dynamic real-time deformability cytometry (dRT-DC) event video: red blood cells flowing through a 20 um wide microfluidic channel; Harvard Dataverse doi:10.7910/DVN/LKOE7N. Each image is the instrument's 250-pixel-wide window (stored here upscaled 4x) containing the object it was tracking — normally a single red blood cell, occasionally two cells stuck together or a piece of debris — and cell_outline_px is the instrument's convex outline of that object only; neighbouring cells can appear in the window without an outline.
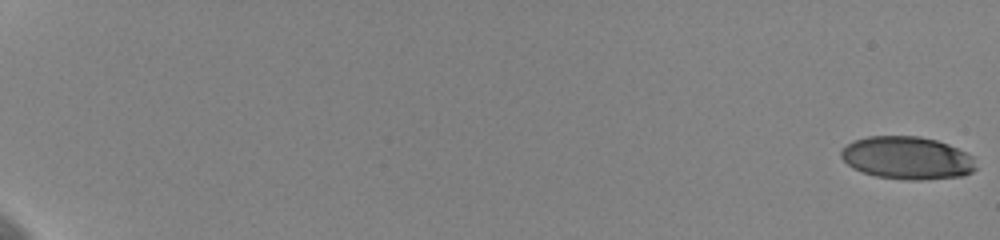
{"species": "human", "species_latin": "Homo sapiens", "temperature_condition": "cold", "stored_images_in_passage": 60, "camera_frame_rate_fps": 3000, "um_per_image_px": 0.085, "donor": {"sex": "female"}, "frame": {"image": 1, "passage_image": 1, "time_ms": 0.0, "image_size_px": [1000, 240], "cell_outline_px": [[976, 168], [972, 172], [964, 176], [920, 180], [908, 180], [876, 176], [852, 168], [840, 156], [840, 152], [852, 140], [868, 136], [920, 136], [936, 140], [948, 144], [972, 156]], "centroid_in_image_um": [77.1, 13.42], "position_along_channel_um": 7.9, "area_um2": 33.52}}
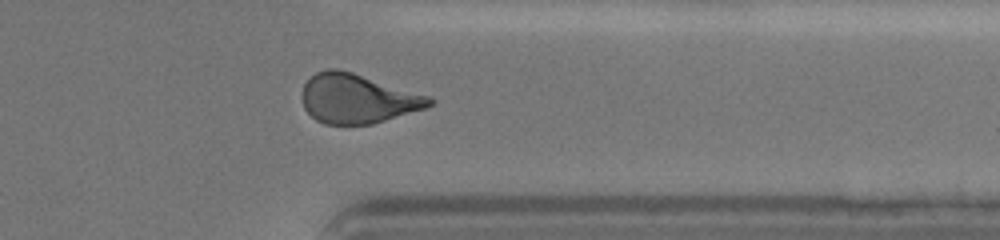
{"frame": {"image": 2, "passage_image": 51, "time_ms": 16.667, "image_size_px": [1000, 240], "cell_outline_px": [[436, 100], [432, 104], [424, 108], [372, 124], [324, 124], [316, 120], [304, 108], [300, 96], [304, 84], [316, 72], [328, 68], [336, 68], [352, 72], [432, 96]], "centroid_in_image_um": [30.38, 8.37], "position_along_channel_um": 381.0, "area_um2": 36.7}}
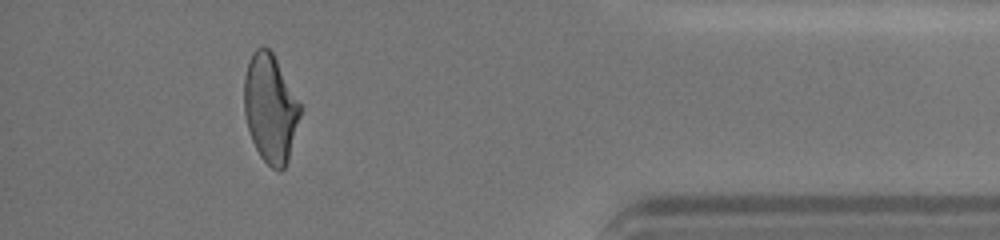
{"frame": {"image": 3, "passage_image": 56, "time_ms": 18.333, "image_size_px": [1000, 240], "cell_outline_px": [[300, 116], [288, 160], [284, 168], [280, 172], [272, 168], [260, 156], [252, 140], [248, 128], [244, 112], [244, 76], [248, 60], [252, 52], [256, 48], [268, 48], [272, 52], [300, 104]], "centroid_in_image_um": [22.95, 9.22], "position_along_channel_um": 412.2, "area_um2": 34.97}, "authors_computed_cell_mechanics": {"area_um2": 36.1828, "velocity_mm_per_s": 3.6085, "shape_relaxation_time_tau1_ms": 7.5301, "shape_relaxation_time_tau2_ms": 1.6585, "deformation_change_tau1": 0.1915, "deformation_change_tau2": 0.092}}